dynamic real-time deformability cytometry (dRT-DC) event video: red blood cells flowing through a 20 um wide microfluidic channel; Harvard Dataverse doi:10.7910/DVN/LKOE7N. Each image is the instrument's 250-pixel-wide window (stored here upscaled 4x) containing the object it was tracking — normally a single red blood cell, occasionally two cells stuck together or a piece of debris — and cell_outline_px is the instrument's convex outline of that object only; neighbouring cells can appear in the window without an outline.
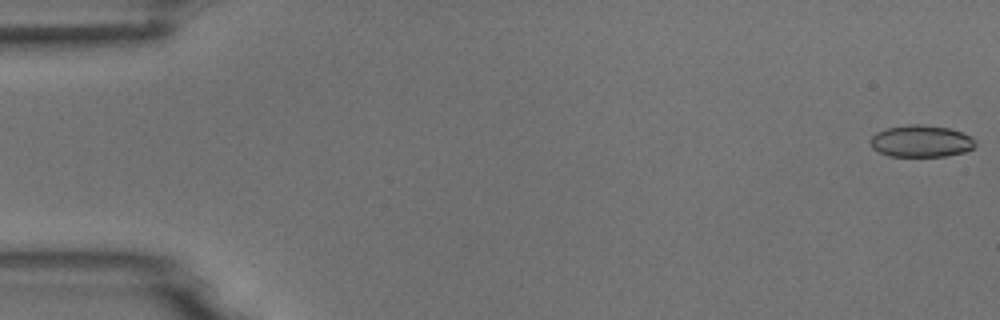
{"species": "common noctule bat (a hibernating species)", "species_latin": "Nyctalus noctula", "temperature_condition": "room temperature", "stored_images_in_passage": 5, "camera_frame_rate_fps": 3000, "um_per_image_px": 0.085, "animal": {"sex": "male", "body_mass_g": 18.8}, "frame": {"image": 1, "passage_image": 1, "time_ms": 0.0, "image_size_px": [1000, 320], "cell_outline_px": [[976, 144], [972, 148], [964, 152], [944, 156], [888, 156], [872, 148], [868, 140], [876, 132], [888, 128], [908, 124], [920, 124], [948, 128], [972, 136], [976, 140]], "centroid_in_image_um": [78.27, 12.0], "position_along_channel_um": 6.7, "area_um2": 19.54}}
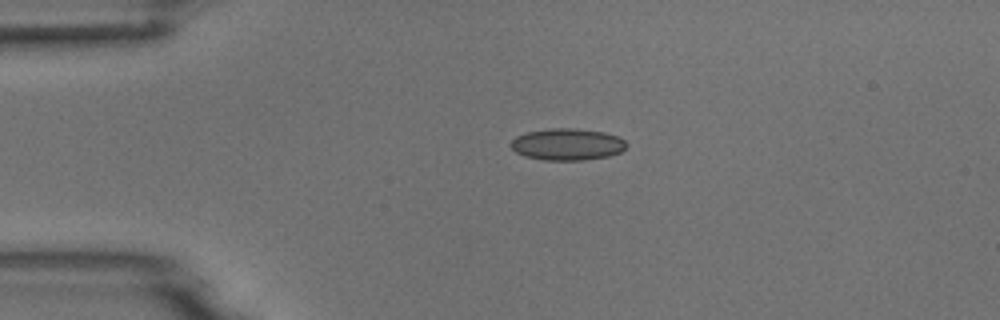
{"frame": {"image": 2, "passage_image": 4, "time_ms": 3.667, "image_size_px": [1000, 320], "cell_outline_px": [[628, 144], [620, 152], [608, 156], [584, 160], [544, 160], [524, 156], [516, 152], [508, 144], [516, 136], [528, 132], [548, 128], [572, 128], [604, 132], [616, 136], [624, 140]], "centroid_in_image_um": [48.19, 12.27], "position_along_channel_um": 36.8, "area_um2": 21.39}}